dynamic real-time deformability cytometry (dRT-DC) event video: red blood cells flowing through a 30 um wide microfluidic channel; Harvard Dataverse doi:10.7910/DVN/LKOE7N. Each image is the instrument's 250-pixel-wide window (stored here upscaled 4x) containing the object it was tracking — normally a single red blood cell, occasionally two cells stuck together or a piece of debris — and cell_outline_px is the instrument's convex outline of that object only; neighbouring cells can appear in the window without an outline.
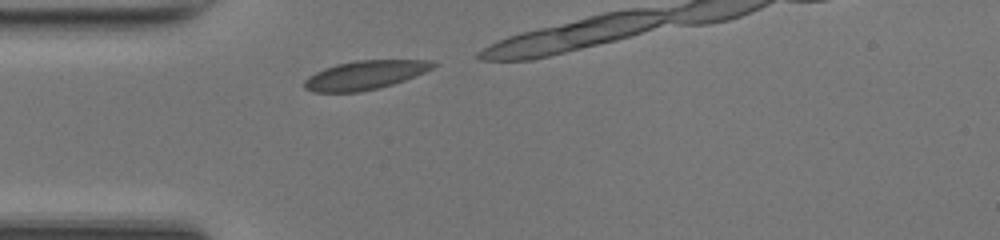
{"species": "common noctule bat (a hibernating species)", "species_latin": "Nyctalus noctula", "temperature_condition": "room temperature", "stored_images_in_passage": 7, "camera_frame_rate_fps": 3000, "um_per_image_px": 0.085, "animal": {"sex": "female", "body_mass_g": 17.0, "forearm_length_mm": 48.0}, "frame": {"image": 1, "passage_image": 1, "time_ms": 0.0, "image_size_px": [1000, 240], "cell_outline_px": [[440, 64], [424, 72], [404, 80], [380, 88], [360, 92], [312, 92], [304, 88], [304, 80], [308, 76], [324, 68], [336, 64], [356, 60], [432, 60]], "centroid_in_image_um": [31.02, 6.38], "position_along_channel_um": 54.0, "area_um2": 21.73}}
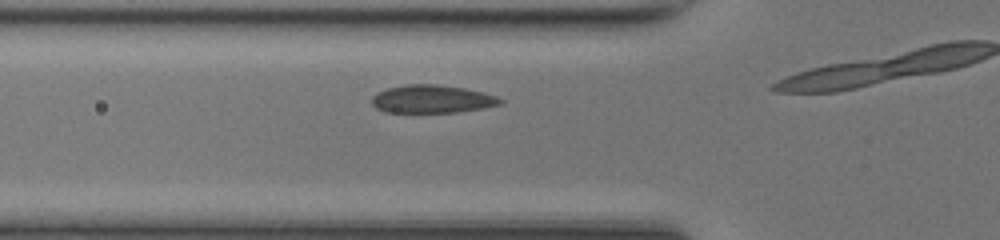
{"frame": {"image": 2, "passage_image": 4, "time_ms": 1.0, "image_size_px": [1000, 240], "cell_outline_px": [[504, 104], [456, 112], [384, 112], [376, 108], [372, 104], [372, 96], [376, 92], [388, 88], [404, 84], [436, 84], [464, 88], [496, 96], [504, 100]], "centroid_in_image_um": [36.69, 8.41], "position_along_channel_um": 89.1, "area_um2": 20.92}}